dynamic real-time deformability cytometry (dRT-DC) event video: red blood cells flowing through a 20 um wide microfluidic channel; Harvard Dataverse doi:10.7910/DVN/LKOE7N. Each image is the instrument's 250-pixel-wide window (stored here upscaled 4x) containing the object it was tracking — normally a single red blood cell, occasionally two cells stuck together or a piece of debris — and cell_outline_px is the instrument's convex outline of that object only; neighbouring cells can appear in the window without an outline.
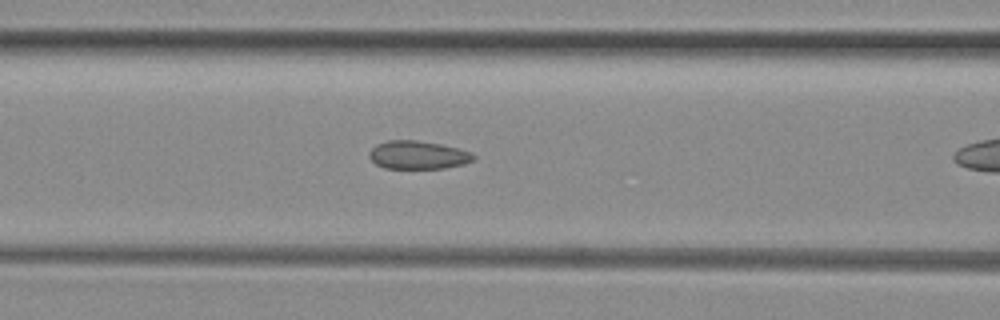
{"species": "common noctule bat (a hibernating species)", "species_latin": "Nyctalus noctula", "temperature_condition": "room temperature", "stored_images_in_passage": 13, "camera_frame_rate_fps": 3000, "um_per_image_px": 0.085, "animal": {"sex": "female", "body_mass_g": 29.2, "forearm_length_mm": 56.3}, "frame": {"image": 1, "passage_image": 6, "time_ms": 1.667, "image_size_px": [1000, 320], "cell_outline_px": [[476, 156], [472, 160], [464, 164], [444, 168], [384, 168], [376, 164], [368, 156], [368, 152], [376, 144], [388, 140], [416, 140], [440, 144], [472, 152]], "centroid_in_image_um": [35.5, 13.17], "position_along_channel_um": 131.1, "area_um2": 17.11}}
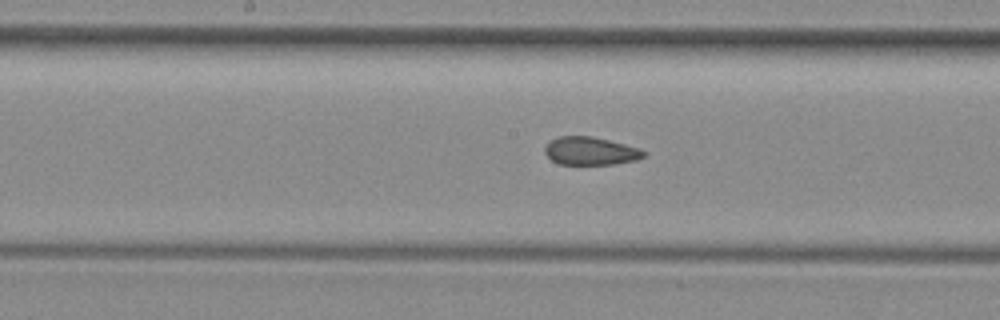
{"frame": {"image": 2, "passage_image": 11, "time_ms": 3.333, "image_size_px": [1000, 320], "cell_outline_px": [[648, 152], [644, 156], [636, 160], [612, 164], [560, 164], [552, 160], [544, 152], [544, 148], [552, 140], [560, 136], [592, 136], [640, 148]], "centroid_in_image_um": [50.22, 12.83], "position_along_channel_um": 198.0, "area_um2": 16.01}}